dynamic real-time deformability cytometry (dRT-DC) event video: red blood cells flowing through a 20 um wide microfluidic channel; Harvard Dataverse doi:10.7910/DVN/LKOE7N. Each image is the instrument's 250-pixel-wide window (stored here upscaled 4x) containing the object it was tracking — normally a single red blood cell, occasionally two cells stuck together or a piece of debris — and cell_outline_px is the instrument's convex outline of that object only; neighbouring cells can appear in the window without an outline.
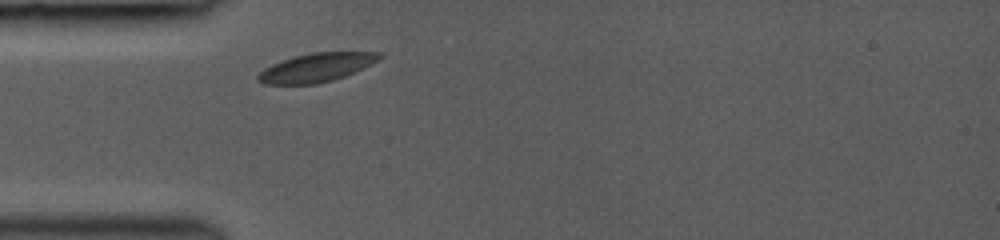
{"species": "common noctule bat (a hibernating species)", "species_latin": "Nyctalus noctula", "temperature_condition": "room temperature", "stored_images_in_passage": 1, "camera_frame_rate_fps": 3000, "um_per_image_px": 0.085, "animal": {"sex": "female", "body_mass_g": 19.0, "forearm_length_mm": 53.3}, "frame": {"image": 1, "passage_image": 1, "time_ms": 0.0, "image_size_px": [1000, 240], "cell_outline_px": [[384, 56], [344, 76], [332, 80], [316, 84], [264, 84], [256, 80], [256, 76], [264, 68], [272, 64], [296, 56], [312, 52], [384, 52]], "centroid_in_image_um": [26.84, 5.74], "position_along_channel_um": 58.2, "area_um2": 19.94}}